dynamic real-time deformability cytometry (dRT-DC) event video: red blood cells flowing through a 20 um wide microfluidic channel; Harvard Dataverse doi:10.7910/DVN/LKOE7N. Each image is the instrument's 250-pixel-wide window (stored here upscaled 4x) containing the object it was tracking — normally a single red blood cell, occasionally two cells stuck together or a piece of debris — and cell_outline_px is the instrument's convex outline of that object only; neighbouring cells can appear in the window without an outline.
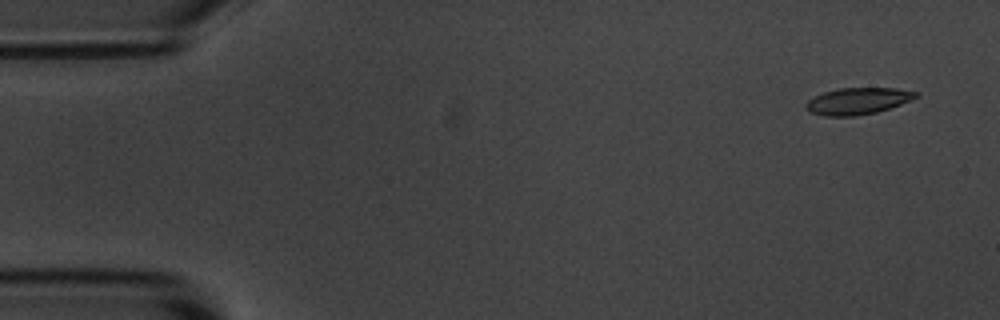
{"species": "common noctule bat (a hibernating species)", "species_latin": "Nyctalus noctula", "temperature_condition": "room temperature", "stored_images_in_passage": 6, "camera_frame_rate_fps": 3000, "um_per_image_px": 0.085, "animal": {"sex": "male", "body_mass_g": 20.1, "forearm_length_mm": 53.5}, "frame": {"image": 1, "passage_image": 1, "time_ms": 0.0, "image_size_px": [1000, 320], "cell_outline_px": [[920, 96], [900, 104], [876, 112], [856, 116], [824, 116], [812, 112], [804, 108], [804, 104], [808, 100], [824, 92], [840, 88], [896, 88], [920, 92]], "centroid_in_image_um": [72.92, 8.58], "position_along_channel_um": 12.1, "area_um2": 17.05}}
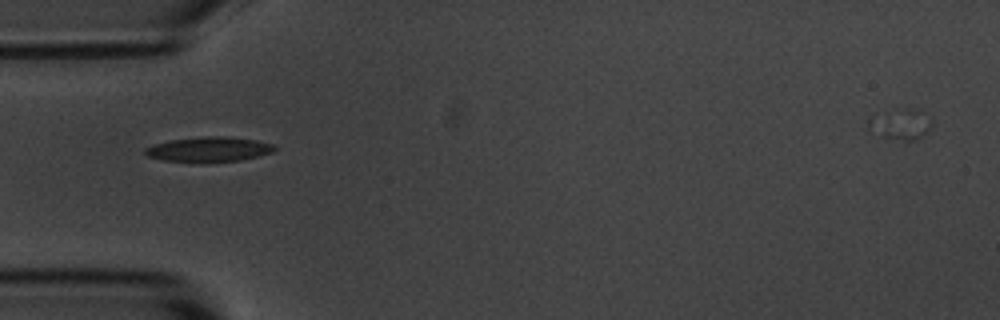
{"frame": {"image": 2, "passage_image": 4, "time_ms": 4.667, "image_size_px": [1000, 320], "cell_outline_px": [[276, 148], [272, 152], [260, 156], [240, 160], [204, 164], [192, 164], [164, 160], [148, 156], [144, 152], [144, 148], [168, 140], [204, 136], [232, 136], [256, 140], [272, 144]], "centroid_in_image_um": [17.74, 12.72], "position_along_channel_um": 67.3, "area_um2": 19.42}}
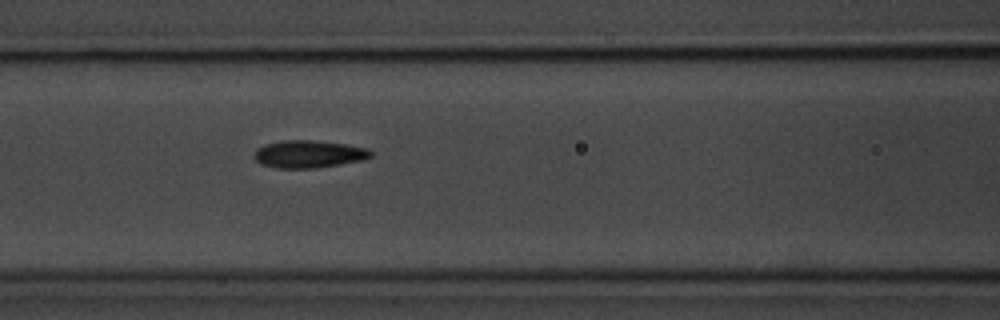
{"frame": {"image": 3, "passage_image": 6, "time_ms": 6.667, "image_size_px": [1000, 320], "cell_outline_px": [[372, 156], [364, 160], [316, 168], [276, 168], [260, 164], [256, 160], [256, 148], [264, 144], [284, 140], [312, 140], [344, 144], [368, 148], [372, 152]], "centroid_in_image_um": [26.25, 13.1], "position_along_channel_um": 140.3, "area_um2": 18.67}}